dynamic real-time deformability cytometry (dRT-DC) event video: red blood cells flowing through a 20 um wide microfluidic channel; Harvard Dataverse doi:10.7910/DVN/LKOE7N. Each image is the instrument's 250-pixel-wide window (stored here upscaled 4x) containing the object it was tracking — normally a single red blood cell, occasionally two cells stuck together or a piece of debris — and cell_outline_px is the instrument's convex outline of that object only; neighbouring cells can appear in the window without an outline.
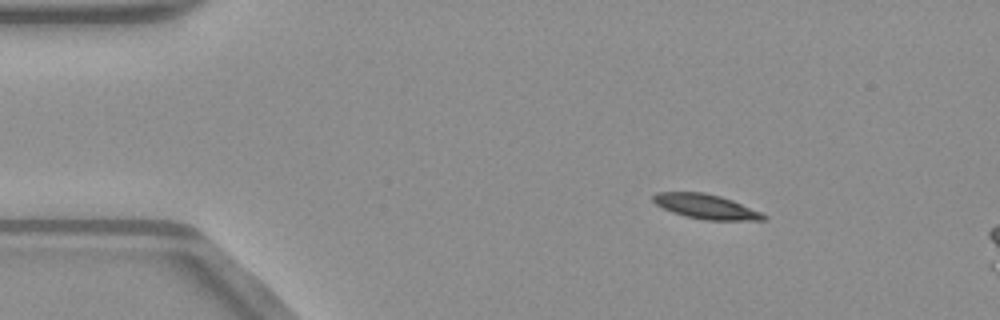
{"species": "common noctule bat (a hibernating species)", "species_latin": "Nyctalus noctula", "temperature_condition": "warm", "stored_images_in_passage": 7, "camera_frame_rate_fps": 3000, "um_per_image_px": 0.085, "animal": {"sex": "male", "body_mass_g": 23.1, "forearm_length_mm": 52.7}, "frame": {"image": 1, "passage_image": 1, "time_ms": 0.0, "image_size_px": [1000, 320], "cell_outline_px": [[768, 220], [704, 220], [684, 216], [672, 212], [656, 204], [652, 200], [652, 196], [656, 192], [704, 192], [720, 196], [732, 200], [760, 212], [768, 216]], "centroid_in_image_um": [60.0, 17.56], "position_along_channel_um": 25.0, "area_um2": 15.84}}